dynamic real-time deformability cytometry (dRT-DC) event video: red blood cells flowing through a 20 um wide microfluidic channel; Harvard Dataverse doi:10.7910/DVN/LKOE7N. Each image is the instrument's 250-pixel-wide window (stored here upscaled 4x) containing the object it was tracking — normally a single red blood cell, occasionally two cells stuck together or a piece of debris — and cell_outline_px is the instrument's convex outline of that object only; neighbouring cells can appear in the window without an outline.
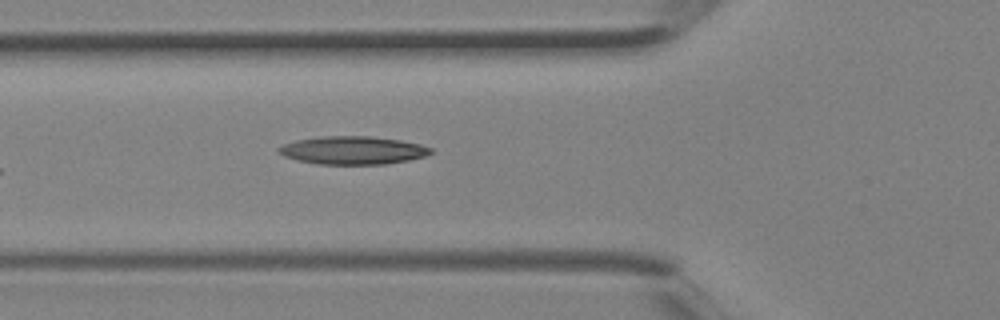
{"species": "Egyptian fruit bat (a non-hibernating species)", "species_latin": "Rousettus aegyptiacus", "temperature_condition": "room temperature", "stored_images_in_passage": 4, "camera_frame_rate_fps": 3000, "um_per_image_px": 0.085, "animal": {"sex": "female"}, "frame": {"image": 1, "passage_image": 4, "time_ms": 1.0, "image_size_px": [1000, 320], "cell_outline_px": [[432, 152], [424, 156], [408, 160], [384, 164], [316, 164], [284, 156], [276, 148], [284, 144], [296, 140], [324, 136], [372, 136], [400, 140], [420, 144], [432, 148]], "centroid_in_image_um": [30.0, 12.77], "position_along_channel_um": 95.8, "area_um2": 24.68}}